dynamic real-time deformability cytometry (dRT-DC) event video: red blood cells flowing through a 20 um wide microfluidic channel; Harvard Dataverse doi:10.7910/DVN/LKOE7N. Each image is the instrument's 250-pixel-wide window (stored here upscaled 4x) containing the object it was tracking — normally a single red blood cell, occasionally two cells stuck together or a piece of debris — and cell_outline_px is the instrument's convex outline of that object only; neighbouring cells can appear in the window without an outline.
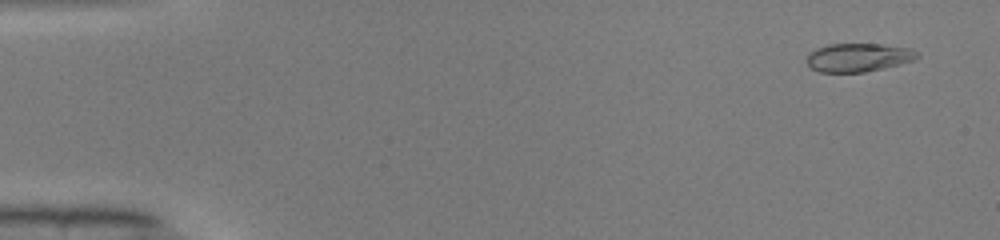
{"species": "common noctule bat (a hibernating species)", "species_latin": "Nyctalus noctula", "temperature_condition": "warm", "stored_images_in_passage": 50, "camera_frame_rate_fps": 3000, "um_per_image_px": 0.085, "animal": {"sex": "male", "body_mass_g": 19.0, "forearm_length_mm": 50.8}, "frame": {"image": 1, "passage_image": 3, "time_ms": 0.667, "image_size_px": [1000, 240], "cell_outline_px": [[920, 56], [912, 60], [884, 68], [864, 72], [820, 72], [812, 68], [808, 64], [808, 56], [816, 48], [828, 44], [880, 44], [912, 48]], "centroid_in_image_um": [72.97, 4.88], "position_along_channel_um": 12.0, "area_um2": 18.09}}
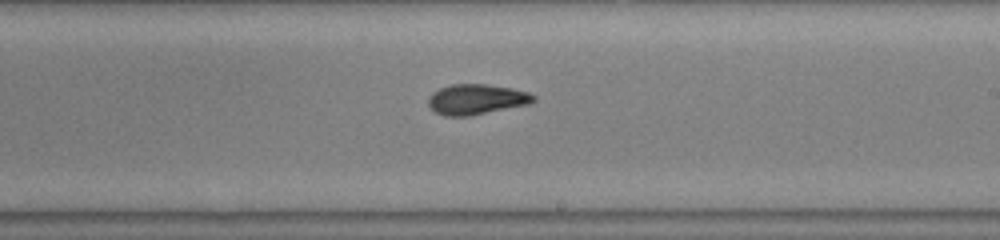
{"frame": {"image": 2, "passage_image": 30, "time_ms": 9.667, "image_size_px": [1000, 240], "cell_outline_px": [[536, 100], [532, 104], [468, 116], [444, 116], [436, 112], [428, 104], [428, 96], [432, 92], [440, 88], [452, 84], [484, 84], [512, 88], [528, 92], [536, 96]], "centroid_in_image_um": [40.52, 8.44], "position_along_channel_um": 248.5, "area_um2": 18.73}}
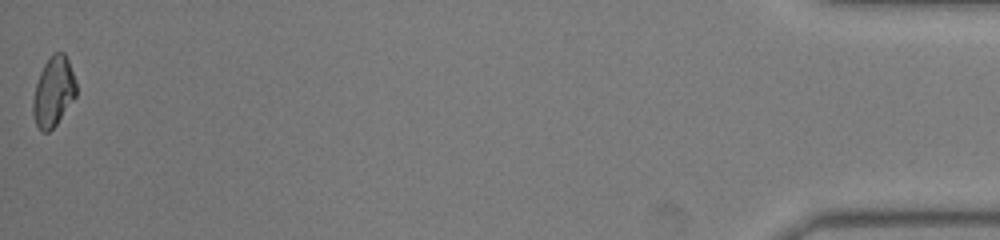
{"frame": {"image": 3, "passage_image": 50, "time_ms": 16.333, "image_size_px": [1000, 240], "cell_outline_px": [[76, 96], [56, 124], [48, 132], [40, 132], [36, 124], [32, 112], [32, 100], [36, 84], [40, 72], [44, 64], [52, 52], [64, 52], [68, 60], [76, 84]], "centroid_in_image_um": [4.52, 7.79], "position_along_channel_um": 430.7, "area_um2": 17.51}, "authors_computed_cell_mechanics": {"area_um2": 18.3804, "velocity_mm_per_s": 4.0972, "shape_relaxation_time_tau1_ms": 7.7942, "shape_relaxation_time_tau2_ms": 0.9939, "deformation_change_tau1": 0.2475, "deformation_change_tau2": 0.0587}}